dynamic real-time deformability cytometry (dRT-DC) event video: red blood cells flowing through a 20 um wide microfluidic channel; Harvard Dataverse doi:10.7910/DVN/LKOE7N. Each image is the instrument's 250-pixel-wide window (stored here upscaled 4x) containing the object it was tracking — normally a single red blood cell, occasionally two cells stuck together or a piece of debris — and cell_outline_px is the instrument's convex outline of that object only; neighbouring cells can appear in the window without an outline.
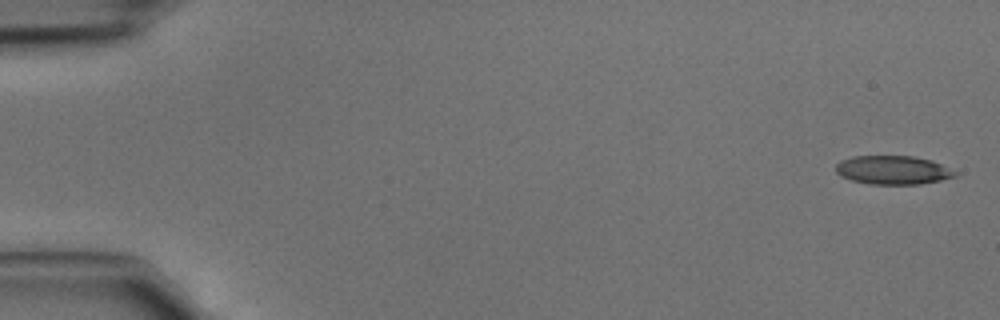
{"species": "common noctule bat (a hibernating species)", "species_latin": "Nyctalus noctula", "temperature_condition": "cold", "stored_images_in_passage": 44, "camera_frame_rate_fps": 3000, "um_per_image_px": 0.085, "animal": {"sex": "male", "body_mass_g": 15.6}, "frame": {"image": 1, "passage_image": 1, "time_ms": 0.0, "image_size_px": [1000, 320], "cell_outline_px": [[960, 172], [956, 176], [940, 180], [920, 184], [868, 184], [852, 180], [840, 176], [836, 172], [836, 164], [840, 160], [852, 156], [912, 156], [932, 160]], "centroid_in_image_um": [75.91, 14.45], "position_along_channel_um": 9.1, "area_um2": 20.11}}
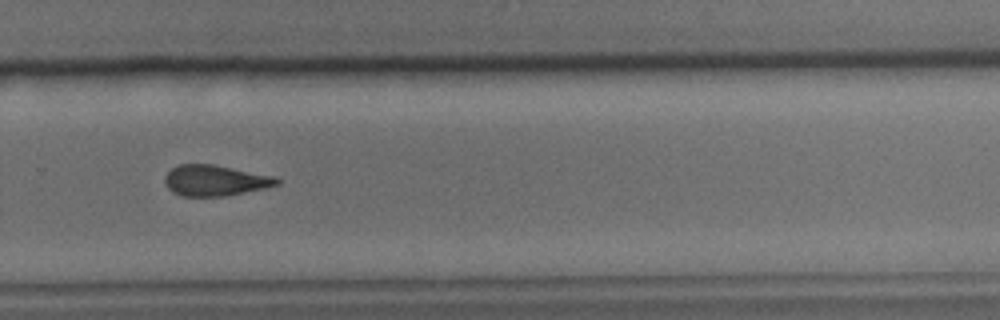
{"frame": {"image": 2, "passage_image": 31, "time_ms": 10.0, "image_size_px": [1000, 320], "cell_outline_px": [[280, 184], [264, 188], [224, 196], [180, 196], [172, 192], [164, 184], [164, 176], [172, 168], [180, 164], [212, 164], [276, 176], [280, 180]], "centroid_in_image_um": [18.27, 15.34], "position_along_channel_um": 311.5, "area_um2": 20.17}}
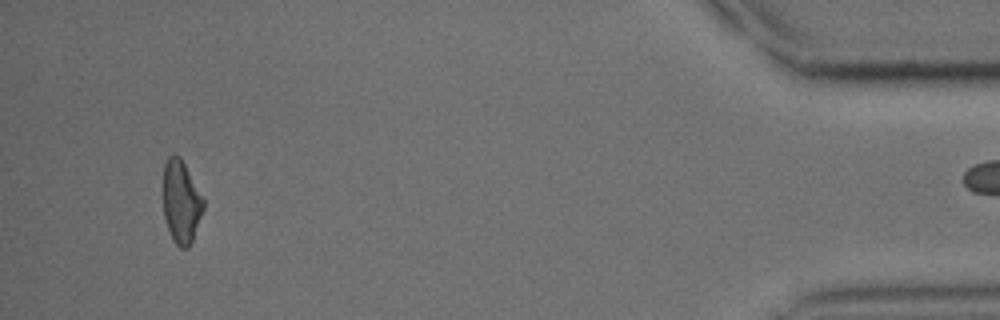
{"frame": {"image": 3, "passage_image": 43, "time_ms": 14.0, "image_size_px": [1000, 320], "cell_outline_px": [[204, 208], [192, 240], [188, 248], [180, 248], [172, 240], [164, 216], [160, 192], [164, 164], [168, 156], [172, 152], [180, 156], [204, 200]], "centroid_in_image_um": [15.33, 17.11], "position_along_channel_um": 419.9, "area_um2": 20.0}}